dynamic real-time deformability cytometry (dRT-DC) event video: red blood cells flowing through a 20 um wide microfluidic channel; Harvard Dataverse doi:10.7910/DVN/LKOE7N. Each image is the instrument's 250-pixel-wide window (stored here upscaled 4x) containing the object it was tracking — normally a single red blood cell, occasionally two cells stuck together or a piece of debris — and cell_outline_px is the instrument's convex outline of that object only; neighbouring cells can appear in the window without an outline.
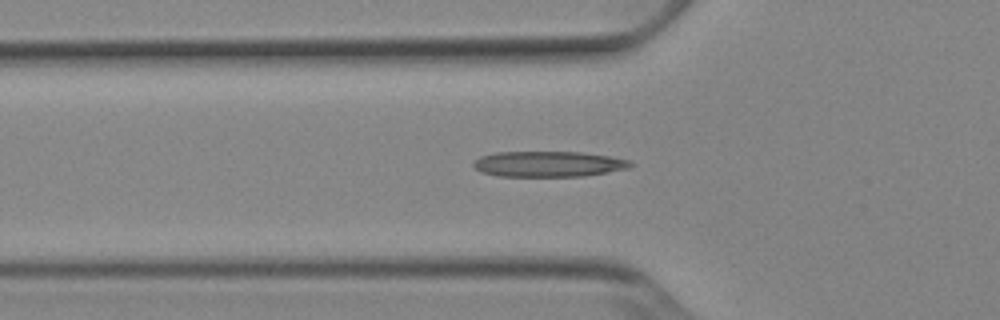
{"species": "Egyptian fruit bat (a non-hibernating species)", "species_latin": "Rousettus aegyptiacus", "temperature_condition": "cold", "stored_images_in_passage": 42, "camera_frame_rate_fps": 3000, "um_per_image_px": 0.085, "animal": {"sex": "female"}, "frame": {"image": 1, "passage_image": 7, "time_ms": 2.0, "image_size_px": [1000, 320], "cell_outline_px": [[636, 164], [632, 168], [584, 176], [500, 176], [480, 172], [472, 164], [480, 156], [496, 152], [580, 152], [608, 156], [628, 160]], "centroid_in_image_um": [46.65, 13.94], "position_along_channel_um": 79.1, "area_um2": 23.47}}
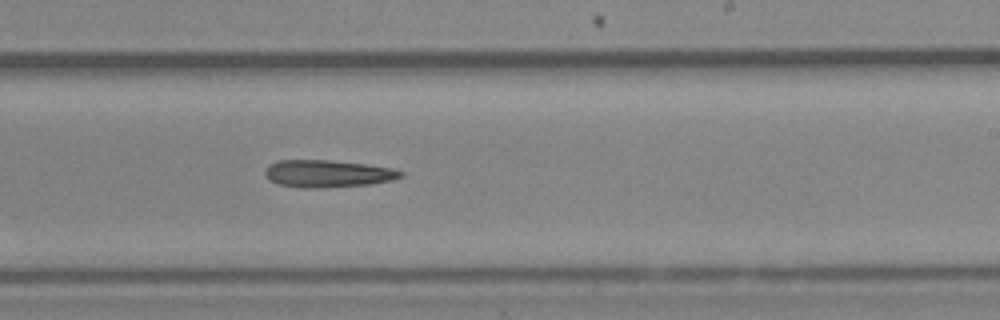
{"frame": {"image": 2, "passage_image": 21, "time_ms": 6.667, "image_size_px": [1000, 320], "cell_outline_px": [[404, 176], [392, 180], [368, 184], [324, 188], [300, 188], [276, 184], [268, 180], [264, 176], [264, 172], [268, 164], [276, 160], [332, 160], [364, 164], [392, 168], [404, 172]], "centroid_in_image_um": [27.79, 14.76], "position_along_channel_um": 261.2, "area_um2": 21.91}}
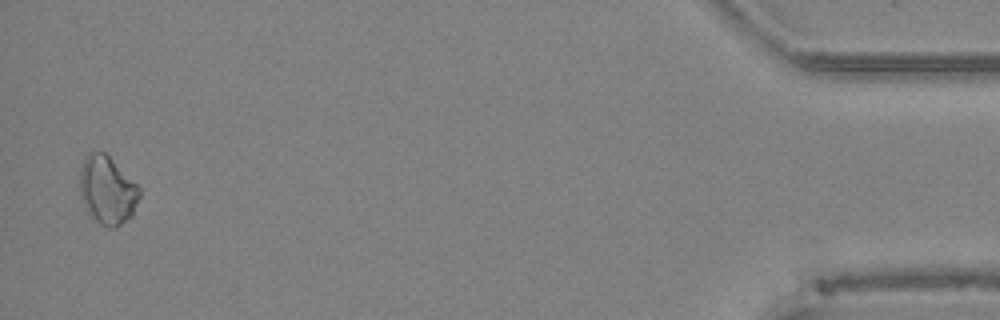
{"frame": {"image": 3, "passage_image": 40, "time_ms": 13.0, "image_size_px": [1000, 320], "cell_outline_px": [[140, 196], [132, 216], [116, 228], [108, 228], [100, 224], [88, 212], [80, 196], [80, 168], [88, 152], [104, 152], [140, 188]], "centroid_in_image_um": [9.12, 16.19], "position_along_channel_um": 426.1, "area_um2": 23.47}}